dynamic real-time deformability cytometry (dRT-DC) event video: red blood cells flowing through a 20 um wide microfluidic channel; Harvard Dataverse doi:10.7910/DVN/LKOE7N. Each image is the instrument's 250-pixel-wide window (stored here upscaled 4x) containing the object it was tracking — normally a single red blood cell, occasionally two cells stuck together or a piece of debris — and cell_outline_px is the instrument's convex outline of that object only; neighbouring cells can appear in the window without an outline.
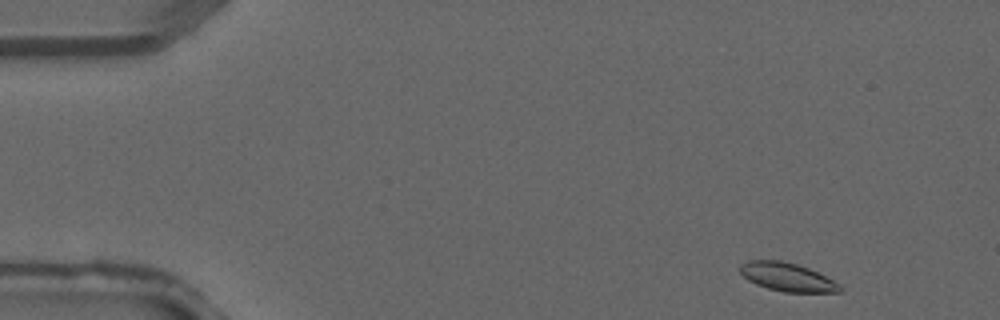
{"species": "common noctule bat (a hibernating species)", "species_latin": "Nyctalus noctula", "temperature_condition": "warm", "stored_images_in_passage": 3, "camera_frame_rate_fps": 3000, "um_per_image_px": 0.085, "animal": {"sex": "male", "forearm_length_mm": 52.5}, "frame": {"image": 1, "passage_image": 1, "time_ms": 0.0, "image_size_px": [1000, 320], "cell_outline_px": [[844, 288], [840, 292], [784, 292], [768, 288], [756, 284], [748, 280], [740, 272], [740, 264], [748, 260], [780, 260], [796, 264], [808, 268], [840, 284]], "centroid_in_image_um": [66.91, 23.55], "position_along_channel_um": 18.1, "area_um2": 16.42}}
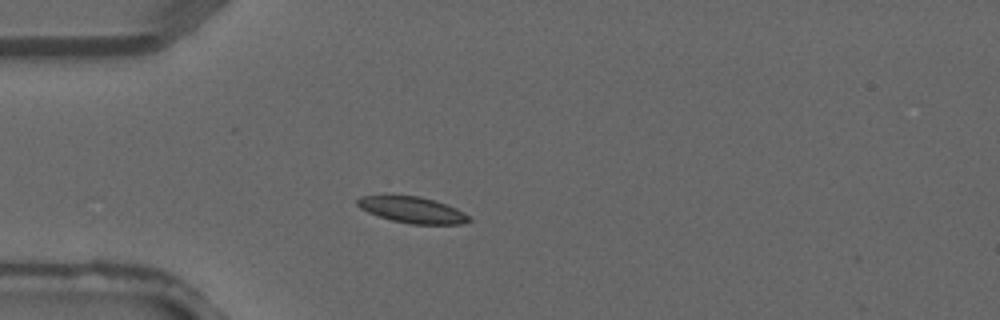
{"frame": {"image": 2, "passage_image": 3, "time_ms": 0.667, "image_size_px": [1000, 320], "cell_outline_px": [[472, 220], [464, 224], [412, 224], [392, 220], [368, 212], [360, 208], [356, 204], [356, 200], [360, 196], [388, 192], [420, 196], [436, 200], [456, 208], [472, 216]], "centroid_in_image_um": [35.02, 17.78], "position_along_channel_um": 50.0, "area_um2": 17.92}}